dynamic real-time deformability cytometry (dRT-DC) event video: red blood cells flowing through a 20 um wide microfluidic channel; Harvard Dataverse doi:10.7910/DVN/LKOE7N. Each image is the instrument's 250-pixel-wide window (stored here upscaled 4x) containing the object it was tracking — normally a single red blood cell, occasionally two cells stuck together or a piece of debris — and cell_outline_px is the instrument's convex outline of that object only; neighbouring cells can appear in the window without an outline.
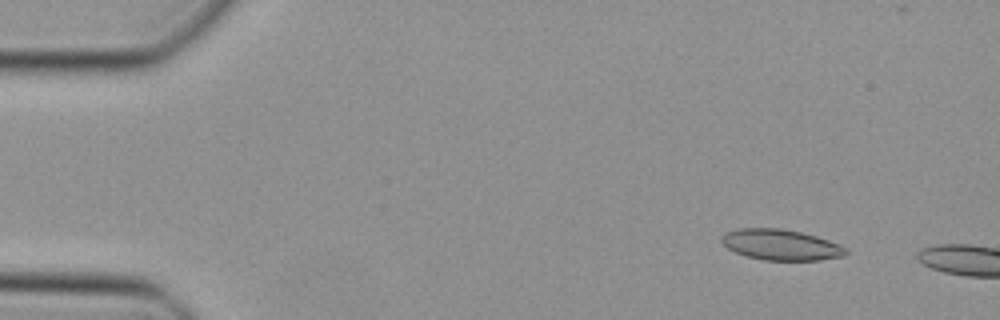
{"species": "Egyptian fruit bat (a non-hibernating species)", "species_latin": "Rousettus aegyptiacus", "temperature_condition": "cold", "stored_images_in_passage": 7, "camera_frame_rate_fps": 3000, "um_per_image_px": 0.085, "animal": {"sex": "female"}, "frame": {"image": 1, "passage_image": 4, "time_ms": 1.0, "image_size_px": [1000, 320], "cell_outline_px": [[848, 252], [844, 256], [820, 260], [764, 260], [748, 256], [736, 252], [728, 248], [720, 240], [720, 236], [724, 232], [736, 228], [780, 228], [800, 232], [816, 236], [840, 244], [848, 248]], "centroid_in_image_um": [66.37, 20.8], "position_along_channel_um": 18.6, "area_um2": 22.37}}